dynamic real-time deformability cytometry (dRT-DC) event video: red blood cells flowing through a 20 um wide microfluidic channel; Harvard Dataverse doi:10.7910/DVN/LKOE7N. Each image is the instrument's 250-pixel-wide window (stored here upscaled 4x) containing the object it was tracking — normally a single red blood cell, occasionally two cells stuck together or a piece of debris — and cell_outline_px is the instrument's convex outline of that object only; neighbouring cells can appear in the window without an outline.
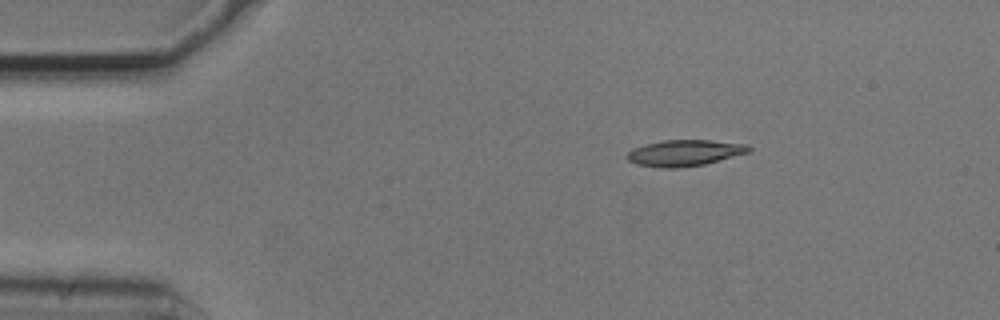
{"species": "common noctule bat (a hibernating species)", "species_latin": "Nyctalus noctula", "temperature_condition": "cold", "stored_images_in_passage": 3, "segment_of_instrument_passage": [1, 2], "camera_frame_rate_fps": 3000, "um_per_image_px": 0.085, "animal": {"sex": "male", "body_mass_g": 20.5, "forearm_length_mm": 52.5}, "frame": {"image": 1, "passage_image": 1, "time_ms": 0.0, "image_size_px": [1000, 320], "cell_outline_px": [[752, 148], [748, 152], [704, 164], [680, 168], [660, 168], [636, 164], [628, 160], [628, 152], [632, 148], [644, 144], [664, 140], [712, 140], [748, 144]], "centroid_in_image_um": [58.17, 12.99], "position_along_channel_um": 26.8, "area_um2": 18.55}}